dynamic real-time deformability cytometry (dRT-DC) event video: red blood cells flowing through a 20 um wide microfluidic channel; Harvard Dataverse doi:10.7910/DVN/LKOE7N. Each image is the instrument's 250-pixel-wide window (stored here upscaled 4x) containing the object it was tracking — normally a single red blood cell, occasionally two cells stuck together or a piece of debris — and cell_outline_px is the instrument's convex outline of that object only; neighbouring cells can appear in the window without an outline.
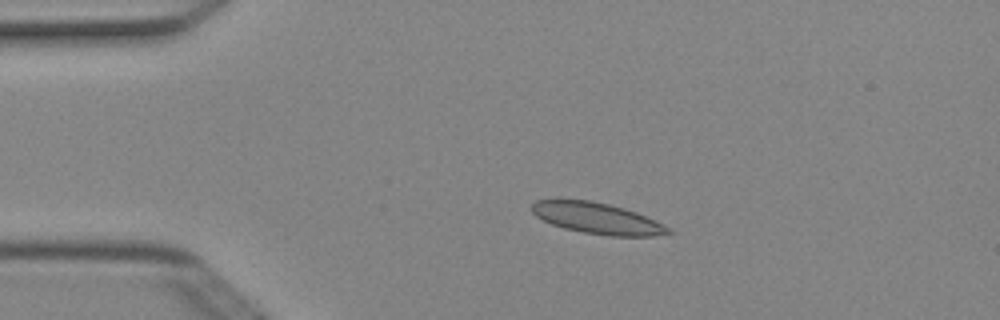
{"species": "Egyptian fruit bat (a non-hibernating species)", "species_latin": "Rousettus aegyptiacus", "temperature_condition": "cold", "stored_images_in_passage": 4, "camera_frame_rate_fps": 3000, "um_per_image_px": 0.085, "animal": {"sex": "female"}, "frame": {"image": 1, "passage_image": 3, "time_ms": 0.667, "image_size_px": [1000, 320], "cell_outline_px": [[672, 232], [652, 236], [612, 236], [584, 232], [564, 228], [552, 224], [536, 216], [532, 212], [532, 204], [536, 200], [588, 200], [608, 204], [624, 208], [636, 212], [656, 220], [672, 228]], "centroid_in_image_um": [50.8, 18.56], "position_along_channel_um": 34.2, "area_um2": 24.51}}